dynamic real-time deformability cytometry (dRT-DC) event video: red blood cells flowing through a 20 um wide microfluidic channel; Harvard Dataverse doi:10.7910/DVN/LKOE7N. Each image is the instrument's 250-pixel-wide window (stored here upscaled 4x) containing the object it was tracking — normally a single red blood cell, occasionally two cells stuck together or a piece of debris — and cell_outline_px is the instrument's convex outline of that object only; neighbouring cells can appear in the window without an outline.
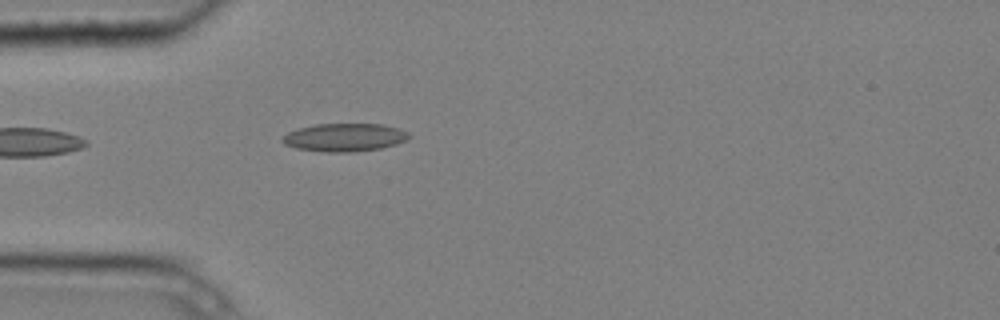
{"species": "common noctule bat (a hibernating species)", "species_latin": "Nyctalus noctula", "temperature_condition": "cold", "stored_images_in_passage": 4, "camera_frame_rate_fps": 3000, "um_per_image_px": 0.085, "animal": {"sex": "male", "body_mass_g": 20.4}, "frame": {"image": 1, "passage_image": 4, "time_ms": 1.0, "image_size_px": [1000, 320], "cell_outline_px": [[412, 136], [396, 144], [380, 148], [352, 152], [324, 152], [296, 148], [284, 144], [280, 140], [288, 132], [300, 128], [316, 124], [380, 124], [400, 128], [408, 132]], "centroid_in_image_um": [29.29, 11.68], "position_along_channel_um": 55.7, "area_um2": 20.63}}